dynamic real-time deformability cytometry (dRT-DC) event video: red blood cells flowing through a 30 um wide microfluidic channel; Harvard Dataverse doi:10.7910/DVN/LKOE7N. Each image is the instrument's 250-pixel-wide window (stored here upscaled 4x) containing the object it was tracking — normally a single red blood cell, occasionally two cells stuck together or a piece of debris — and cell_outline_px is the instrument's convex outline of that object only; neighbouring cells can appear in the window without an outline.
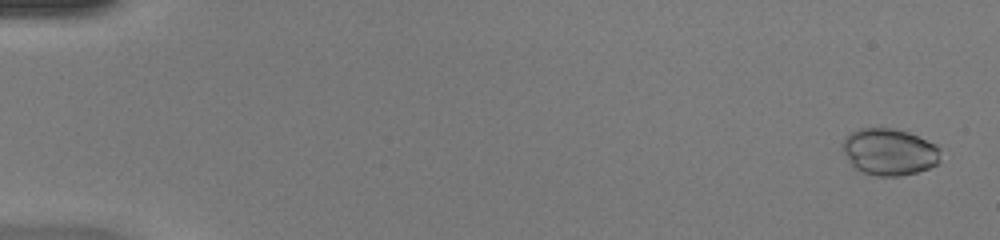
{"species": "common noctule bat (a hibernating species)", "species_latin": "Nyctalus noctula", "temperature_condition": "warm", "stored_images_in_passage": 49, "camera_frame_rate_fps": 3000, "um_per_image_px": 0.085, "animal": {"sex": "female", "body_mass_g": 20.0, "forearm_length_mm": 54.0}, "frame": {"image": 1, "passage_image": 2, "time_ms": 0.333, "image_size_px": [1000, 240], "cell_outline_px": [[940, 160], [936, 164], [928, 168], [916, 172], [900, 176], [876, 176], [860, 172], [852, 168], [840, 144], [844, 136], [860, 128], [892, 128], [908, 132], [936, 144], [940, 148]], "centroid_in_image_um": [75.55, 12.91], "position_along_channel_um": 9.5, "area_um2": 27.05}}
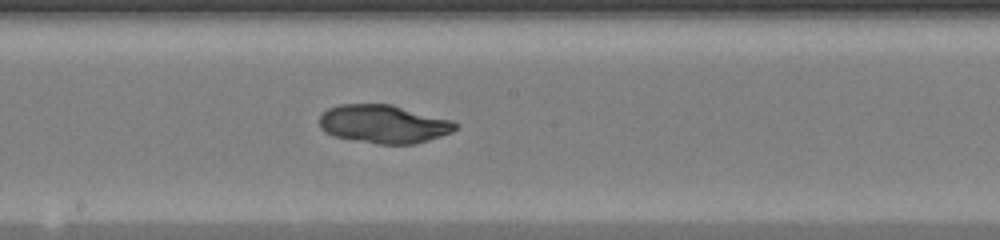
{"frame": {"image": 2, "passage_image": 28, "time_ms": 9.0, "image_size_px": [1000, 240], "cell_outline_px": [[460, 124], [452, 132], [416, 144], [380, 144], [352, 140], [332, 136], [324, 132], [320, 128], [320, 112], [328, 108], [340, 104], [392, 104], [452, 120]], "centroid_in_image_um": [32.59, 10.54], "position_along_channel_um": 215.6, "area_um2": 30.69}}
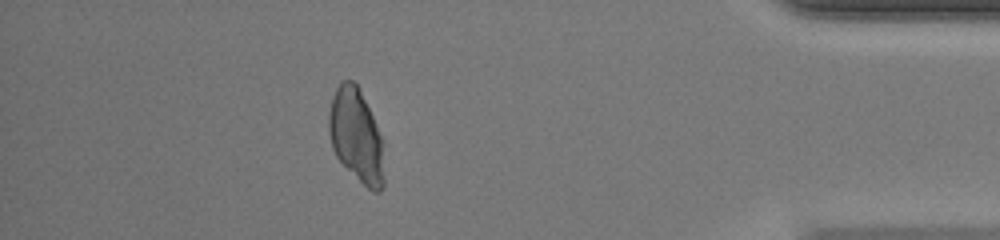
{"frame": {"image": 3, "passage_image": 44, "time_ms": 14.333, "image_size_px": [1000, 240], "cell_outline_px": [[384, 188], [380, 192], [372, 192], [336, 156], [332, 148], [328, 132], [328, 112], [332, 96], [336, 88], [344, 80], [352, 80], [360, 88], [384, 140]], "centroid_in_image_um": [30.31, 11.52], "position_along_channel_um": 404.9, "area_um2": 30.52}, "authors_computed_cell_mechanics": {"area_um2": 29.6514, "velocity_mm_per_s": 4.2959, "shape_relaxation_time_tau1_ms": 3.9741, "shape_relaxation_time_tau2_ms": null, "deformation_change_tau1": 0.1105, "deformation_change_tau2": null}}